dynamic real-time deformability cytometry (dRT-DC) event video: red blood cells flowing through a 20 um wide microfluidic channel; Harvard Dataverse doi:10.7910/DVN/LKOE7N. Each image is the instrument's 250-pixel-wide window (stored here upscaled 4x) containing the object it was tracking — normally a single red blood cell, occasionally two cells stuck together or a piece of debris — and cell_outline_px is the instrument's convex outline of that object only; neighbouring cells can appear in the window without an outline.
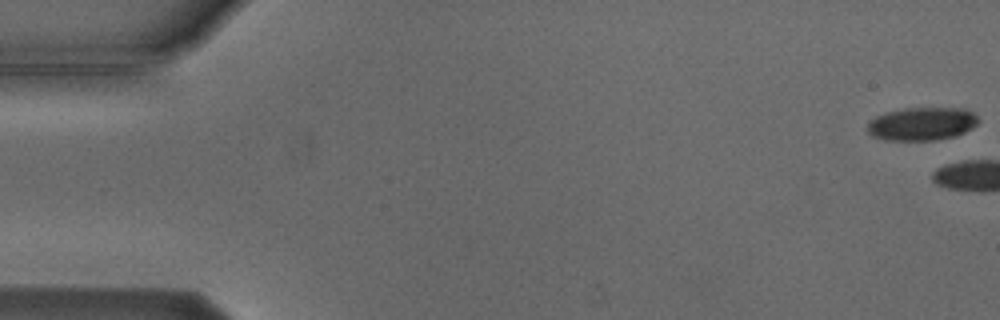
{"species": "Egyptian fruit bat (a non-hibernating species)", "species_latin": "Rousettus aegyptiacus", "temperature_condition": "cold", "stored_images_in_passage": 6, "camera_frame_rate_fps": 3000, "um_per_image_px": 0.085, "animal": {"sex": "male"}, "frame": {"image": 1, "passage_image": 1, "time_ms": 0.0, "image_size_px": [1000, 320], "cell_outline_px": [[980, 120], [972, 128], [956, 136], [936, 140], [884, 140], [872, 136], [868, 132], [868, 124], [876, 116], [888, 112], [904, 108], [964, 108], [972, 112]], "centroid_in_image_um": [78.38, 10.53], "position_along_channel_um": 6.6, "area_um2": 21.39}}